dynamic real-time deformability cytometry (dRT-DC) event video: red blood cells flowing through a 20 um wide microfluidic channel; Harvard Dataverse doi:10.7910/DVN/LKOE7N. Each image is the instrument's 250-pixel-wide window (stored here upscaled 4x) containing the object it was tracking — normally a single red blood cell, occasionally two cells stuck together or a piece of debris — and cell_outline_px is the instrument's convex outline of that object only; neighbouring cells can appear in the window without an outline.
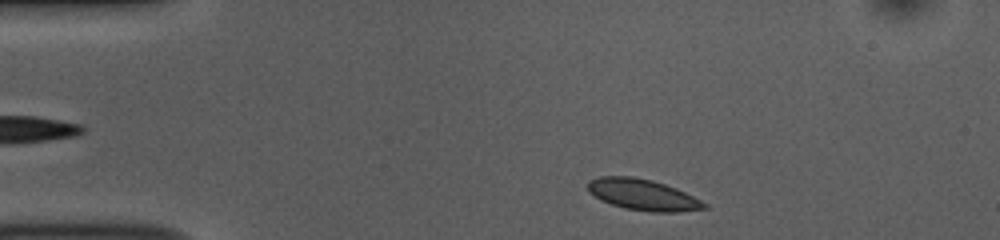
{"species": "common noctule bat (a hibernating species)", "species_latin": "Nyctalus noctula", "temperature_condition": "room temperature", "stored_images_in_passage": 33, "camera_frame_rate_fps": 3000, "um_per_image_px": 0.085, "animal": {"sex": "female", "body_mass_g": 10.0, "forearm_length_mm": 53.1}, "frame": {"image": 1, "passage_image": 2, "time_ms": 0.333, "image_size_px": [1000, 240], "cell_outline_px": [[708, 208], [676, 212], [652, 212], [624, 208], [600, 200], [588, 192], [588, 180], [600, 176], [632, 176], [652, 180], [676, 188], [708, 204]], "centroid_in_image_um": [54.61, 16.55], "position_along_channel_um": 30.4, "area_um2": 21.1}}
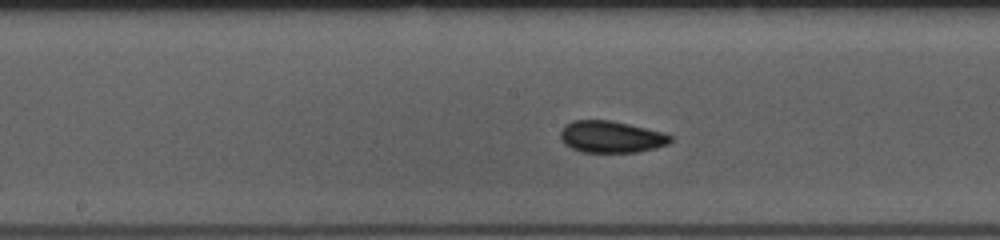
{"frame": {"image": 2, "passage_image": 19, "time_ms": 6.0, "image_size_px": [1000, 240], "cell_outline_px": [[672, 140], [668, 144], [656, 148], [636, 152], [580, 152], [564, 144], [560, 136], [560, 132], [564, 124], [572, 120], [612, 120], [664, 132], [672, 136]], "centroid_in_image_um": [51.94, 11.62], "position_along_channel_um": 196.3, "area_um2": 20.58}}
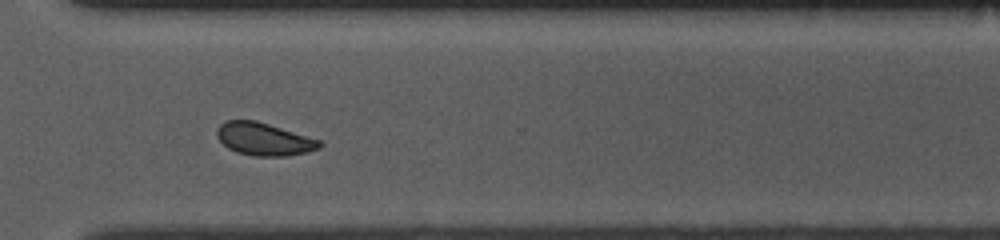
{"frame": {"image": 3, "passage_image": 31, "time_ms": 10.0, "image_size_px": [1000, 240], "cell_outline_px": [[324, 144], [320, 148], [288, 156], [256, 156], [236, 152], [228, 148], [216, 136], [216, 132], [220, 124], [224, 120], [256, 120], [320, 140]], "centroid_in_image_um": [22.42, 11.82], "position_along_channel_um": 348.2, "area_um2": 19.48}, "authors_computed_cell_mechanics": {"area_um2": 20.4612, "velocity_mm_per_s": 3.8011, "shape_relaxation_time_tau1_ms": 4.7059, "shape_relaxation_time_tau2_ms": 1.3261, "deformation_change_tau1": 0.0731, "deformation_change_tau2": 0.0334}}